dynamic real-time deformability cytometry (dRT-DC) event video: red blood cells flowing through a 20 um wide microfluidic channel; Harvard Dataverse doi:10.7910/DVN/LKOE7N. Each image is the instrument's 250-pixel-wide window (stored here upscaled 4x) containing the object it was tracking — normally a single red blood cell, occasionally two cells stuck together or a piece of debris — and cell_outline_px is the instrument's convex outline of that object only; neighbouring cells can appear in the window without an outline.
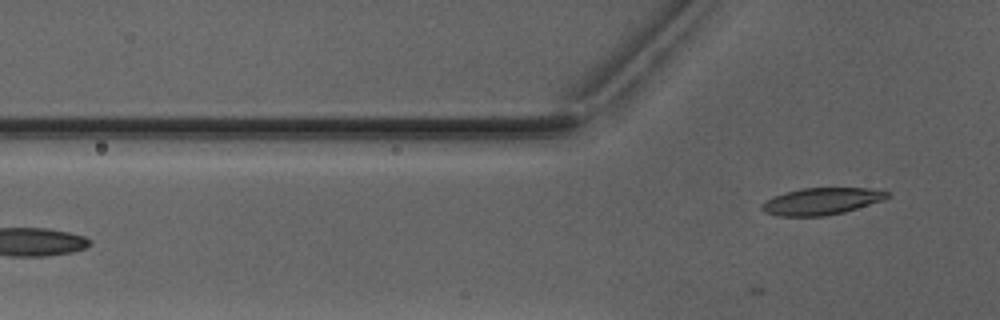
{"species": "Egyptian fruit bat (a non-hibernating species)", "species_latin": "Rousettus aegyptiacus", "temperature_condition": "warm", "stored_images_in_passage": 5, "camera_frame_rate_fps": 3000, "um_per_image_px": 0.085, "animal": {"sex": "male"}, "frame": {"image": 1, "passage_image": 5, "time_ms": 5.667, "image_size_px": [1000, 320], "cell_outline_px": [[892, 196], [884, 200], [844, 212], [824, 216], [776, 216], [764, 212], [760, 208], [760, 204], [776, 196], [788, 192], [804, 188], [868, 188], [892, 192]], "centroid_in_image_um": [69.88, 17.11], "position_along_channel_um": 55.9, "area_um2": 19.65}}